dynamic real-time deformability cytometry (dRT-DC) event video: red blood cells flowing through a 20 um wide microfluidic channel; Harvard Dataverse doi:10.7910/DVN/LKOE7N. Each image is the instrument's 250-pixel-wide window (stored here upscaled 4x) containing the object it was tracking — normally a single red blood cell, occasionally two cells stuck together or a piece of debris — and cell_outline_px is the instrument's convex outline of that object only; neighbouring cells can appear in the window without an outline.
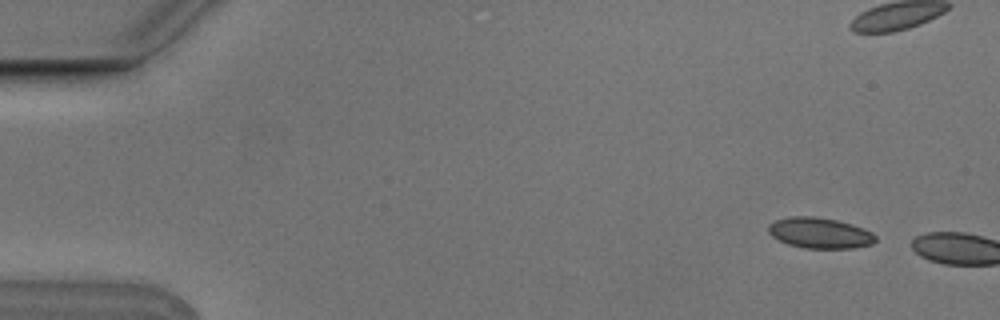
{"species": "Egyptian fruit bat (a non-hibernating species)", "species_latin": "Rousettus aegyptiacus", "temperature_condition": "cold", "stored_images_in_passage": 2, "camera_frame_rate_fps": 3000, "um_per_image_px": 0.085, "animal": {"sex": "male"}, "frame": {"image": 1, "passage_image": 1, "time_ms": 0.0, "image_size_px": [1000, 320], "cell_outline_px": [[876, 240], [872, 244], [852, 248], [804, 248], [788, 244], [772, 236], [768, 232], [768, 224], [776, 220], [788, 216], [816, 216], [836, 220], [852, 224], [864, 228], [872, 232], [876, 236]], "centroid_in_image_um": [69.68, 19.79], "position_along_channel_um": 15.3, "area_um2": 19.25}}